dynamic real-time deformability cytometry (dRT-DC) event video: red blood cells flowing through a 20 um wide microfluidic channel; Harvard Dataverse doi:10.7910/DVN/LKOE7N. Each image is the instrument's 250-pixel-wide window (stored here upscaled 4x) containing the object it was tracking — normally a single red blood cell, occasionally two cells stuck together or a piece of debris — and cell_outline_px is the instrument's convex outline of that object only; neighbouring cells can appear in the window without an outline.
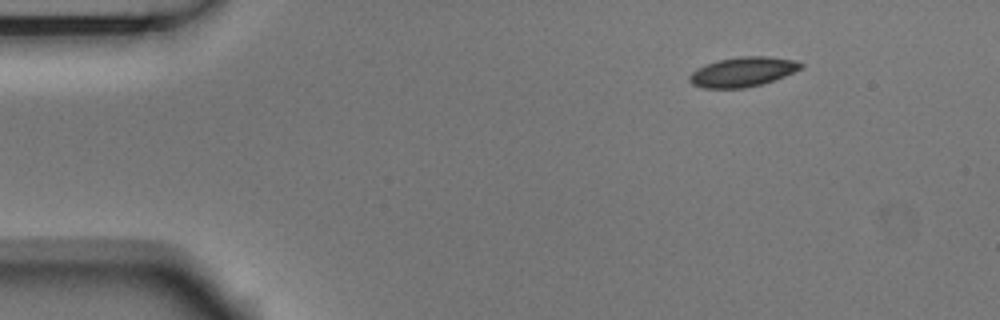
{"species": "Egyptian fruit bat (a non-hibernating species)", "species_latin": "Rousettus aegyptiacus", "temperature_condition": "room temperature", "stored_images_in_passage": 7, "camera_frame_rate_fps": 3000, "um_per_image_px": 0.085, "animal": {"sex": "male"}, "frame": {"image": 1, "passage_image": 1, "time_ms": 0.0, "image_size_px": [1000, 320], "cell_outline_px": [[804, 68], [784, 76], [760, 84], [744, 88], [704, 88], [692, 84], [688, 80], [688, 76], [696, 68], [704, 64], [716, 60], [740, 56], [768, 56], [796, 60], [804, 64]], "centroid_in_image_um": [63.12, 6.09], "position_along_channel_um": 21.9, "area_um2": 19.42}}
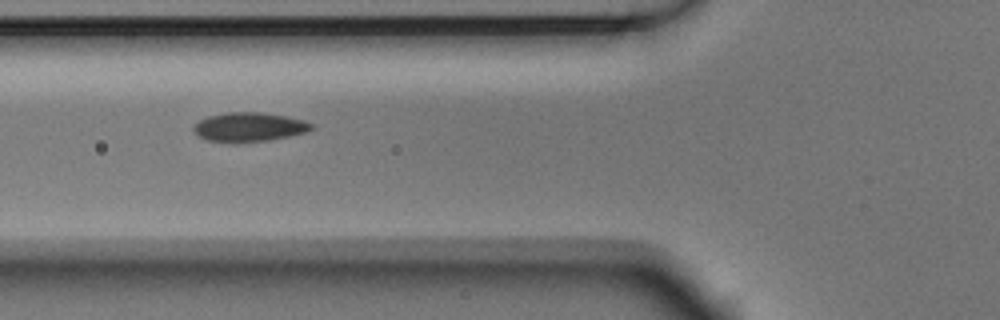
{"frame": {"image": 2, "passage_image": 5, "time_ms": 1.333, "image_size_px": [1000, 320], "cell_outline_px": [[312, 128], [308, 132], [268, 140], [236, 144], [208, 140], [192, 132], [192, 128], [200, 120], [208, 116], [228, 112], [260, 112], [288, 116], [304, 120], [312, 124]], "centroid_in_image_um": [21.16, 10.81], "position_along_channel_um": 104.6, "area_um2": 20.23}}
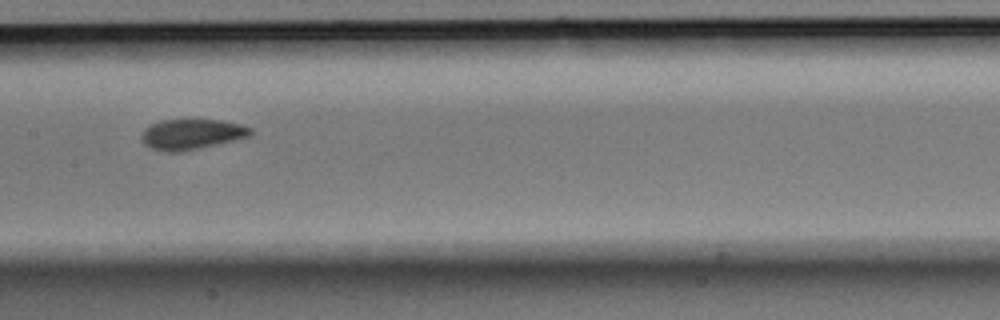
{"frame": {"image": 3, "passage_image": 7, "time_ms": 2.0, "image_size_px": [1000, 320], "cell_outline_px": [[252, 132], [248, 136], [236, 140], [184, 152], [168, 152], [152, 148], [144, 144], [140, 140], [140, 136], [144, 128], [160, 120], [220, 120], [240, 124], [252, 128]], "centroid_in_image_um": [16.26, 11.42], "position_along_channel_um": 191.1, "area_um2": 19.42}}